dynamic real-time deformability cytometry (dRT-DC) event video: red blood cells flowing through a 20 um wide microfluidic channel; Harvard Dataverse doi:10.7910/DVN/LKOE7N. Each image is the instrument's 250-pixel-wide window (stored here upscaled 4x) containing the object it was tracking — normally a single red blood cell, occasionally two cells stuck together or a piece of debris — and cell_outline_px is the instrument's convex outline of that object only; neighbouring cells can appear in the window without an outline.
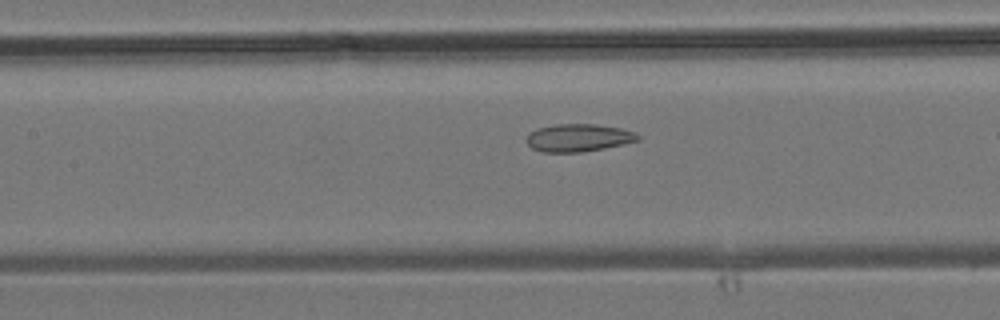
{"species": "common noctule bat (a hibernating species)", "species_latin": "Nyctalus noctula", "temperature_condition": "room temperature", "stored_images_in_passage": 27, "camera_frame_rate_fps": 3000, "um_per_image_px": 0.085, "animal": {"sex": "male", "body_mass_g": 19.2, "forearm_length_mm": 51.8}, "frame": {"image": 1, "passage_image": 12, "time_ms": 3.667, "image_size_px": [1000, 320], "cell_outline_px": [[640, 140], [624, 144], [604, 148], [580, 152], [540, 152], [532, 148], [528, 144], [528, 132], [536, 128], [552, 124], [596, 124], [620, 128], [636, 132], [640, 136]], "centroid_in_image_um": [49.17, 11.7], "position_along_channel_um": 158.2, "area_um2": 18.09}}
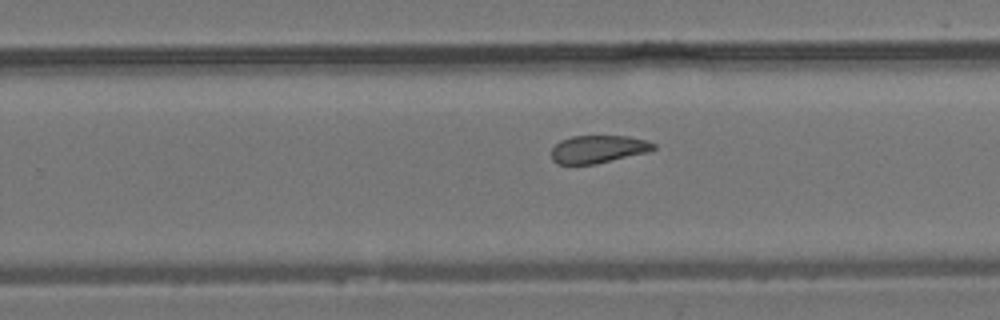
{"frame": {"image": 2, "passage_image": 20, "time_ms": 6.333, "image_size_px": [1000, 320], "cell_outline_px": [[656, 148], [652, 152], [596, 164], [556, 164], [552, 160], [552, 148], [560, 140], [572, 136], [628, 136], [648, 140], [656, 144]], "centroid_in_image_um": [50.9, 12.68], "position_along_channel_um": 278.9, "area_um2": 16.88}}
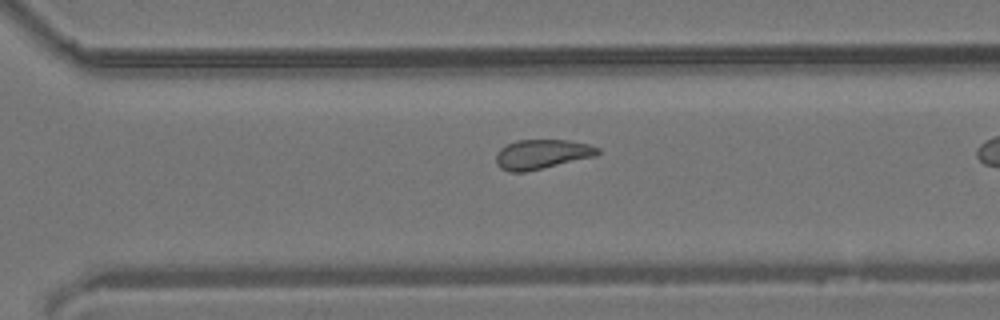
{"frame": {"image": 3, "passage_image": 23, "time_ms": 7.333, "image_size_px": [1000, 320], "cell_outline_px": [[600, 152], [596, 156], [524, 172], [508, 172], [500, 168], [496, 164], [496, 152], [500, 148], [516, 140], [568, 140], [588, 144], [600, 148]], "centroid_in_image_um": [46.04, 13.11], "position_along_channel_um": 324.6, "area_um2": 17.51}}